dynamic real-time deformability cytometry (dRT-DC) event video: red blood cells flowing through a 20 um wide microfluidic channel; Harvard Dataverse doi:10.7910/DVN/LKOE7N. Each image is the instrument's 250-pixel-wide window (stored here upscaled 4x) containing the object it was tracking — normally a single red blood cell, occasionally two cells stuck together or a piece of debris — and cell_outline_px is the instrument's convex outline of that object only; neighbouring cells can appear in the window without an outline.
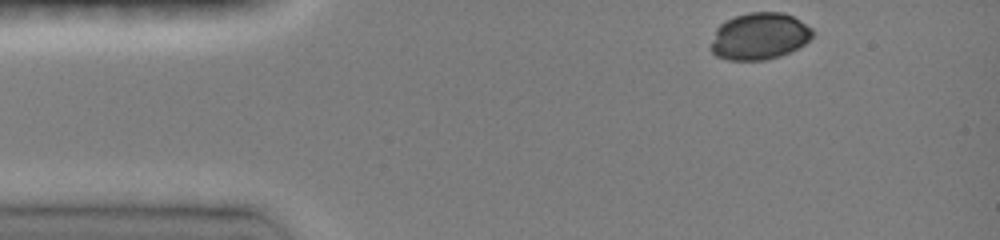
{"species": "common noctule bat (a hibernating species)", "species_latin": "Nyctalus noctula", "temperature_condition": "room temperature", "stored_images_in_passage": 8, "camera_frame_rate_fps": 3000, "um_per_image_px": 0.085, "animal": {"sex": "female", "body_mass_g": 19.0, "forearm_length_mm": 51.5}, "frame": {"image": 1, "passage_image": 1, "time_ms": 0.0, "image_size_px": [1000, 240], "cell_outline_px": [[812, 36], [804, 44], [780, 56], [764, 60], [728, 60], [716, 56], [708, 48], [716, 28], [720, 24], [736, 16], [748, 12], [784, 12], [792, 16], [812, 28]], "centroid_in_image_um": [64.5, 3.08], "position_along_channel_um": 20.5, "area_um2": 27.74}}